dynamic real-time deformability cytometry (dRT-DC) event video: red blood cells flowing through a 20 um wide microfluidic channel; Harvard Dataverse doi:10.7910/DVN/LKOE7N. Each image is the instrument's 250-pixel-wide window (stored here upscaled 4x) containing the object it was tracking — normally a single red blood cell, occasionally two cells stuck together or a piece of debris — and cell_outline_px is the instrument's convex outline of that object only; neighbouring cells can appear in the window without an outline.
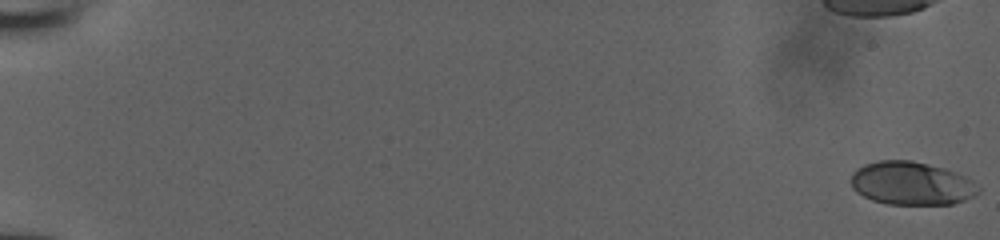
{"species": "human", "species_latin": "Homo sapiens", "temperature_condition": "room temperature", "stored_images_in_passage": 46, "camera_frame_rate_fps": 3000, "um_per_image_px": 0.085, "donor": {"sex": "male"}, "frame": {"image": 1, "passage_image": 1, "time_ms": 0.0, "image_size_px": [1000, 240], "cell_outline_px": [[980, 192], [964, 200], [952, 204], [888, 204], [872, 200], [856, 192], [852, 188], [852, 172], [856, 168], [864, 164], [880, 160], [912, 160], [944, 168], [956, 172], [972, 180], [980, 188]], "centroid_in_image_um": [77.47, 15.58], "position_along_channel_um": 7.5, "area_um2": 32.14}}